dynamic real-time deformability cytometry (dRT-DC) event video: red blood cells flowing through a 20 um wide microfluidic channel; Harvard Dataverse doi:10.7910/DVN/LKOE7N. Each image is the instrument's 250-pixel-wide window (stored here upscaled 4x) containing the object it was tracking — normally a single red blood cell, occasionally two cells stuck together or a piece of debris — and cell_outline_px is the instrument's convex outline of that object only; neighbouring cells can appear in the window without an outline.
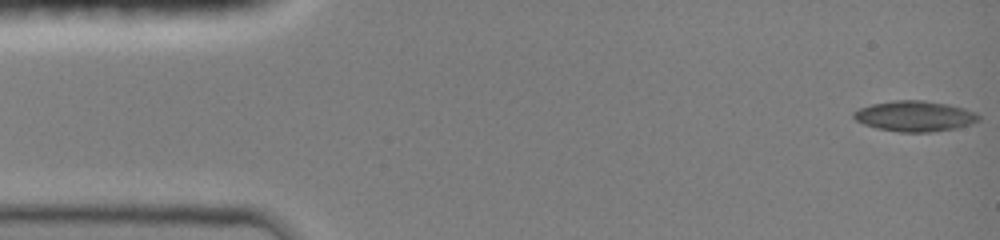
{"species": "common noctule bat (a hibernating species)", "species_latin": "Nyctalus noctula", "temperature_condition": "room temperature", "stored_images_in_passage": 27, "camera_frame_rate_fps": 3000, "um_per_image_px": 0.085, "animal": {"sex": "female", "body_mass_g": 19.0, "forearm_length_mm": 51.5}, "frame": {"image": 1, "passage_image": 1, "time_ms": 0.0, "image_size_px": [1000, 240], "cell_outline_px": [[980, 120], [972, 124], [956, 128], [932, 132], [900, 132], [876, 128], [864, 124], [856, 120], [852, 116], [852, 112], [860, 108], [872, 104], [892, 100], [924, 100], [948, 104], [964, 108], [976, 112], [980, 116]], "centroid_in_image_um": [77.77, 9.87], "position_along_channel_um": 7.2, "area_um2": 22.43}}
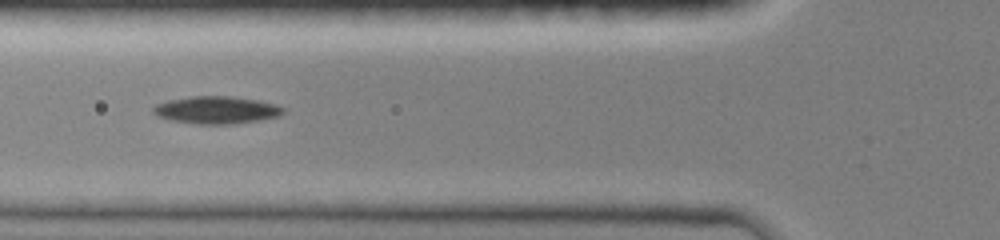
{"frame": {"image": 2, "passage_image": 19, "time_ms": 5.333, "image_size_px": [1000, 240], "cell_outline_px": [[284, 112], [280, 116], [232, 124], [196, 124], [172, 120], [156, 116], [152, 112], [152, 108], [156, 104], [168, 100], [192, 96], [228, 96], [256, 100], [276, 104], [284, 108]], "centroid_in_image_um": [18.37, 9.35], "position_along_channel_um": 107.4, "area_um2": 20.69}}
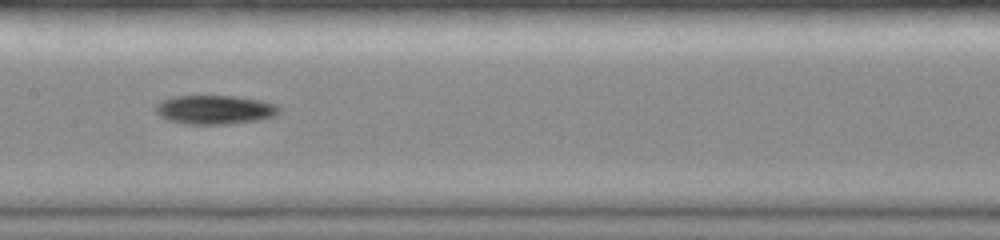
{"frame": {"image": 3, "passage_image": 26, "time_ms": 7.333, "image_size_px": [1000, 240], "cell_outline_px": [[280, 112], [276, 116], [260, 120], [228, 124], [188, 124], [168, 120], [160, 116], [156, 112], [156, 104], [160, 100], [172, 96], [236, 96], [260, 100], [276, 104], [280, 108]], "centroid_in_image_um": [18.28, 9.32], "position_along_channel_um": 189.1, "area_um2": 21.04}}